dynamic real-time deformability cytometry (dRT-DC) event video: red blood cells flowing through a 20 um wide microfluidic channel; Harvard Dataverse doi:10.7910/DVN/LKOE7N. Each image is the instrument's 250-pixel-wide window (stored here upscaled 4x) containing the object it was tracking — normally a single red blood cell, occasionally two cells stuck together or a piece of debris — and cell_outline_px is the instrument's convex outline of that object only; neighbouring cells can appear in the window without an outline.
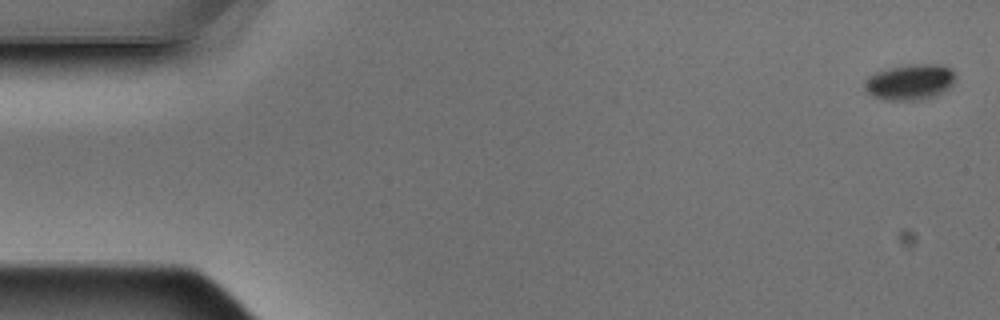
{"species": "Egyptian fruit bat (a non-hibernating species)", "species_latin": "Rousettus aegyptiacus", "temperature_condition": "warm", "stored_images_in_passage": 5, "camera_frame_rate_fps": 3000, "um_per_image_px": 0.085, "animal": {"sex": "male"}, "frame": {"image": 1, "passage_image": 1, "time_ms": 0.0, "image_size_px": [1000, 320], "cell_outline_px": [[956, 76], [952, 84], [948, 88], [936, 96], [916, 100], [884, 100], [872, 96], [864, 88], [864, 80], [868, 76], [876, 72], [892, 68], [912, 64], [940, 64], [952, 68]], "centroid_in_image_um": [77.35, 6.97], "position_along_channel_um": 7.6, "area_um2": 18.96}}
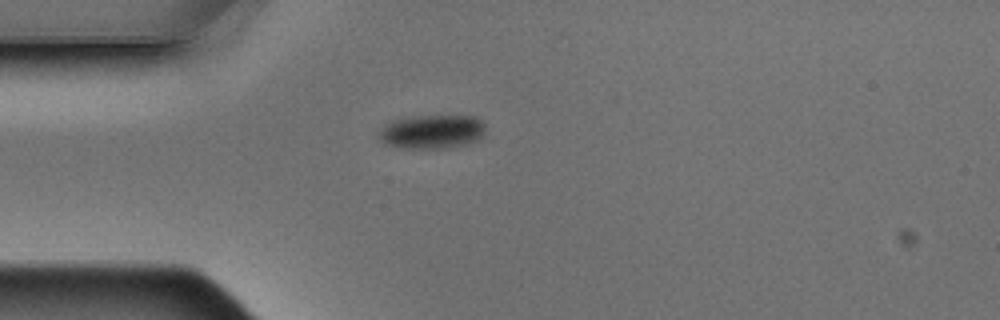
{"frame": {"image": 2, "passage_image": 5, "time_ms": 1.333, "image_size_px": [1000, 320], "cell_outline_px": [[484, 136], [468, 144], [444, 148], [400, 148], [384, 144], [376, 136], [384, 124], [392, 120], [412, 116], [476, 116], [484, 124]], "centroid_in_image_um": [36.68, 11.2], "position_along_channel_um": 48.3, "area_um2": 21.33}}